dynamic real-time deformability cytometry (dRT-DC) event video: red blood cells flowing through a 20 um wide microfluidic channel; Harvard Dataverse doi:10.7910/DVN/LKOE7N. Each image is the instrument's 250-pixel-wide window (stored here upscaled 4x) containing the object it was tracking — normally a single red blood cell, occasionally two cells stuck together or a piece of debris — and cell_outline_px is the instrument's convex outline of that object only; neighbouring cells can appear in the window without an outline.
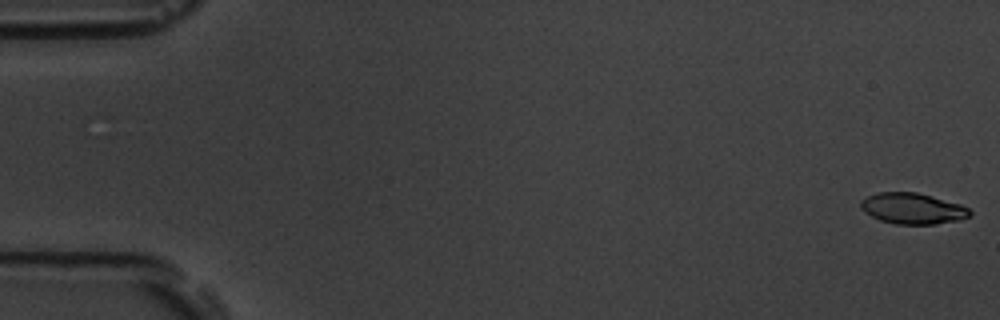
{"species": "common noctule bat (a hibernating species)", "species_latin": "Nyctalus noctula", "temperature_condition": "room temperature", "stored_images_in_passage": 55, "camera_frame_rate_fps": 3000, "um_per_image_px": 0.085, "animal": {"sex": "male", "body_mass_g": 19.5, "forearm_length_mm": 54.6}, "frame": {"image": 1, "passage_image": 1, "time_ms": 0.0, "image_size_px": [1000, 320], "cell_outline_px": [[972, 212], [968, 216], [960, 220], [936, 224], [896, 224], [880, 220], [872, 216], [860, 208], [860, 200], [868, 196], [880, 192], [916, 192], [932, 196], [960, 204], [968, 208]], "centroid_in_image_um": [77.57, 17.72], "position_along_channel_um": 7.4, "area_um2": 19.59}}
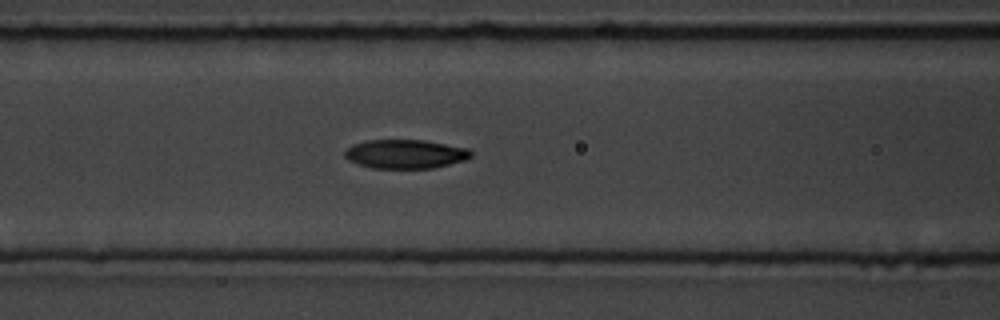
{"frame": {"image": 2, "passage_image": 23, "time_ms": 7.333, "image_size_px": [1000, 320], "cell_outline_px": [[472, 156], [464, 160], [432, 168], [372, 168], [348, 160], [344, 156], [344, 152], [352, 144], [368, 140], [424, 140], [468, 148], [472, 152]], "centroid_in_image_um": [34.44, 13.08], "position_along_channel_um": 132.2, "area_um2": 21.15}}
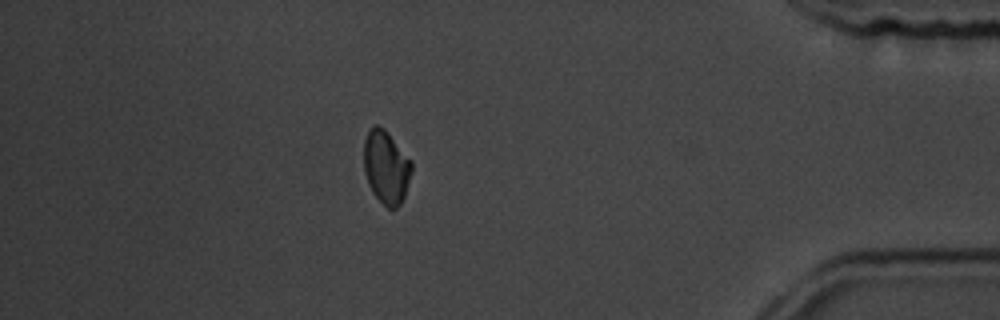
{"frame": {"image": 3, "passage_image": 48, "time_ms": 15.667, "image_size_px": [1000, 320], "cell_outline_px": [[412, 172], [404, 196], [400, 204], [392, 212], [372, 192], [368, 184], [364, 168], [364, 140], [372, 124], [376, 124], [384, 128], [412, 160]], "centroid_in_image_um": [32.83, 14.19], "position_along_channel_um": 402.4, "area_um2": 20.52}, "authors_computed_cell_mechanics": {"area_um2": 20.9236, "velocity_mm_per_s": 3.7495, "shape_relaxation_time_tau1_ms": 3.4574, "shape_relaxation_time_tau2_ms": null, "deformation_change_tau1": 0.1035, "deformation_change_tau2": null}}